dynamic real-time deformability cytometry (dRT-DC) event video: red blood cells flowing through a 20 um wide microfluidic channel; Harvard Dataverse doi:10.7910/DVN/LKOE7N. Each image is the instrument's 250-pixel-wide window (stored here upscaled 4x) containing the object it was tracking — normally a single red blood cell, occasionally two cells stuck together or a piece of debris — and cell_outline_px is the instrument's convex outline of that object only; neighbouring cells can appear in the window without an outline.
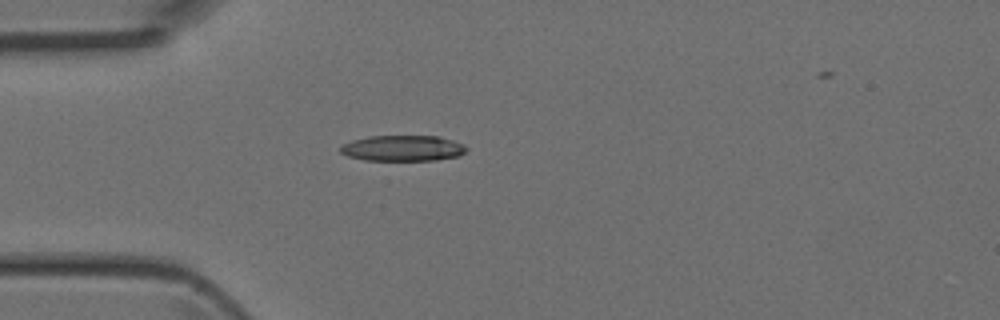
{"species": "Egyptian fruit bat (a non-hibernating species)", "species_latin": "Rousettus aegyptiacus", "temperature_condition": "room temperature", "stored_images_in_passage": 2, "camera_frame_rate_fps": 3000, "um_per_image_px": 0.085, "animal": {"sex": "female"}, "frame": {"image": 1, "passage_image": 1, "time_ms": 0.0, "image_size_px": [1000, 320], "cell_outline_px": [[468, 148], [460, 156], [436, 160], [364, 160], [348, 156], [340, 152], [340, 148], [344, 144], [352, 140], [368, 136], [440, 136], [464, 144]], "centroid_in_image_um": [34.26, 12.59], "position_along_channel_um": 50.7, "area_um2": 18.96}}